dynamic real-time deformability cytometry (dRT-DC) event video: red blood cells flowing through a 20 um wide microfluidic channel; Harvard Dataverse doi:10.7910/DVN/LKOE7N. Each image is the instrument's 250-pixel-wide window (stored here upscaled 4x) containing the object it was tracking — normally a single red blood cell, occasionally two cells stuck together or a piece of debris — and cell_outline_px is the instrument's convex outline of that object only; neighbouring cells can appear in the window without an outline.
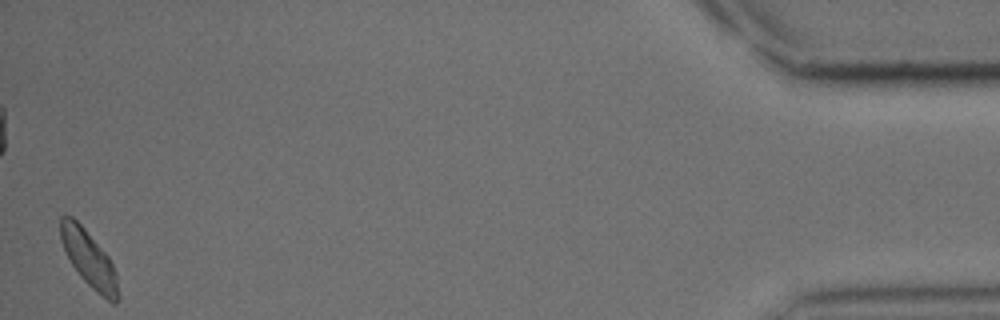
{"species": "common noctule bat (a hibernating species)", "species_latin": "Nyctalus noctula", "temperature_condition": "cold", "stored_images_in_passage": 39, "camera_frame_rate_fps": 3000, "um_per_image_px": 0.085, "animal": {"sex": "male", "body_mass_g": 15.6}, "frame": {"image": 1, "passage_image": 39, "time_ms": 12.667, "image_size_px": [1000, 320], "cell_outline_px": [[120, 300], [116, 304], [112, 304], [96, 292], [80, 276], [72, 264], [60, 240], [60, 216], [72, 216], [84, 228], [108, 256], [116, 272], [120, 296]], "centroid_in_image_um": [7.59, 22.05], "position_along_channel_um": 427.6, "area_um2": 18.84}}